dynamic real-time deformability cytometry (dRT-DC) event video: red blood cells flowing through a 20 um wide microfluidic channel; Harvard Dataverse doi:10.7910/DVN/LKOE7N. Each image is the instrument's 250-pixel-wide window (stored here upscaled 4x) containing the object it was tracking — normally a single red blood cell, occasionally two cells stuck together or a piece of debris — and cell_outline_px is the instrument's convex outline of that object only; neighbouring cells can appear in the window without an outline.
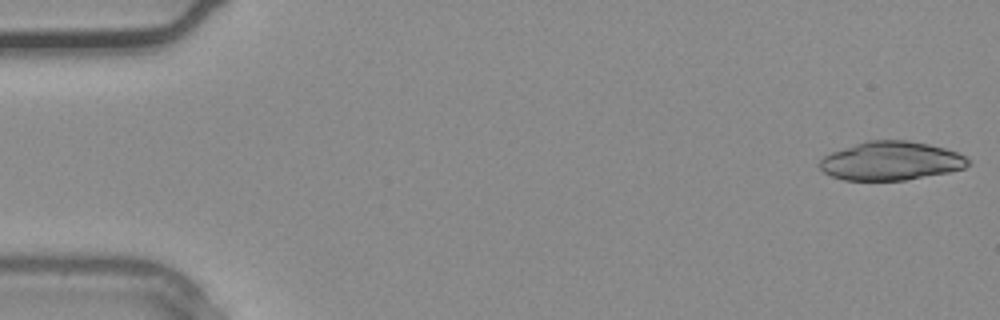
{"species": "common noctule bat (a hibernating species)", "species_latin": "Nyctalus noctula", "temperature_condition": "warm", "stored_images_in_passage": 8, "camera_frame_rate_fps": 3000, "um_per_image_px": 0.085, "animal": {"sex": "male", "body_mass_g": 20.4}, "frame": {"image": 1, "passage_image": 1, "time_ms": 0.0, "image_size_px": [1000, 320], "cell_outline_px": [[972, 164], [964, 168], [948, 172], [904, 180], [844, 180], [832, 176], [824, 172], [816, 164], [824, 156], [832, 152], [868, 140], [908, 140], [928, 144], [944, 148], [956, 152], [964, 156]], "centroid_in_image_um": [75.72, 13.68], "position_along_channel_um": 9.3, "area_um2": 33.29}}